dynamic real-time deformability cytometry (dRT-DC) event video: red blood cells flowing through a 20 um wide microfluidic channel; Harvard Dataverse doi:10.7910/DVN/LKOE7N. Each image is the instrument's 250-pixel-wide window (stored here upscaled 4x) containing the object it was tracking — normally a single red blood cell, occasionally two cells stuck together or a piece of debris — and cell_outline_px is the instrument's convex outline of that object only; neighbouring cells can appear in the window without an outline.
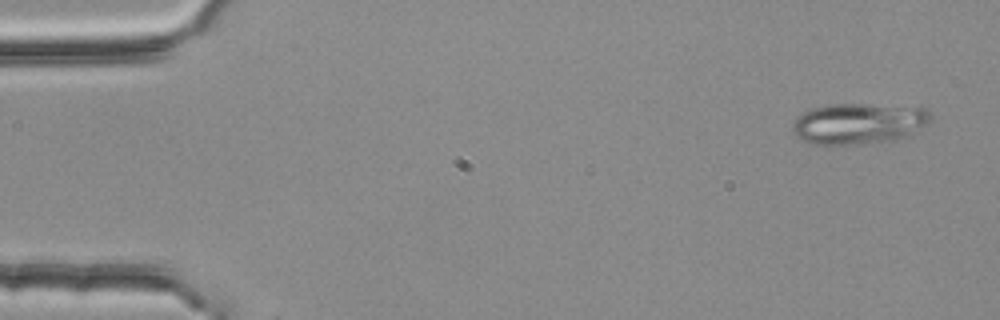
{"species": "common noctule bat (a hibernating species)", "species_latin": "Nyctalus noctula", "temperature_condition": "room temperature", "stored_images_in_passage": 2, "camera_frame_rate_fps": 3000, "um_per_image_px": 0.085, "animal": {"sex": "female", "body_mass_g": 25.1}, "frame": {"image": 1, "passage_image": 1, "time_ms": 0.0, "image_size_px": [1000, 320], "cell_outline_px": [[932, 116], [924, 124], [904, 136], [892, 140], [852, 144], [812, 144], [796, 136], [792, 132], [792, 124], [796, 116], [812, 108], [832, 104], [920, 104]], "centroid_in_image_um": [72.97, 10.45], "position_along_channel_um": 12.0, "area_um2": 33.0}}